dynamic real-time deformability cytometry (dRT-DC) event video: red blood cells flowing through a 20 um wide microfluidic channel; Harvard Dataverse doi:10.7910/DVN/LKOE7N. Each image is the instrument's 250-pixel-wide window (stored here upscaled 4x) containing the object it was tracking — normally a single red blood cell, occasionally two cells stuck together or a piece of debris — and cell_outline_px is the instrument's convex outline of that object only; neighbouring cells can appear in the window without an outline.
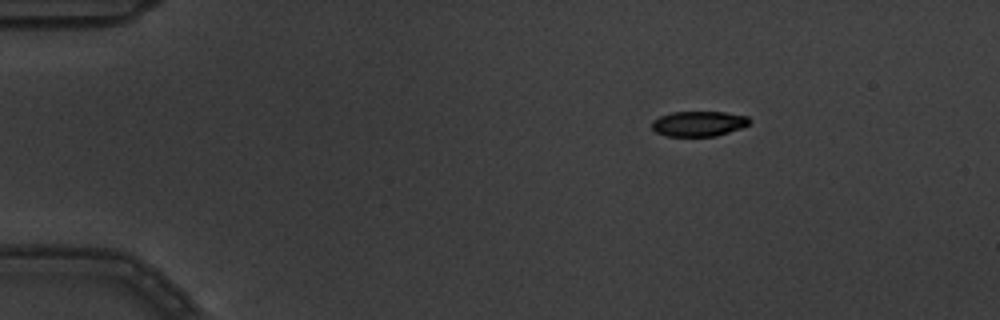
{"species": "common noctule bat (a hibernating species)", "species_latin": "Nyctalus noctula", "temperature_condition": "warm", "stored_images_in_passage": 4, "camera_frame_rate_fps": 3000, "um_per_image_px": 0.085, "animal": {"sex": "male", "body_mass_g": 19.5, "forearm_length_mm": 54.6}, "frame": {"image": 1, "passage_image": 2, "time_ms": 0.333, "image_size_px": [1000, 320], "cell_outline_px": [[752, 120], [748, 124], [740, 128], [716, 136], [668, 136], [656, 132], [652, 128], [652, 120], [660, 116], [672, 112], [724, 112], [748, 116]], "centroid_in_image_um": [59.38, 10.51], "position_along_channel_um": 25.6, "area_um2": 14.28}}